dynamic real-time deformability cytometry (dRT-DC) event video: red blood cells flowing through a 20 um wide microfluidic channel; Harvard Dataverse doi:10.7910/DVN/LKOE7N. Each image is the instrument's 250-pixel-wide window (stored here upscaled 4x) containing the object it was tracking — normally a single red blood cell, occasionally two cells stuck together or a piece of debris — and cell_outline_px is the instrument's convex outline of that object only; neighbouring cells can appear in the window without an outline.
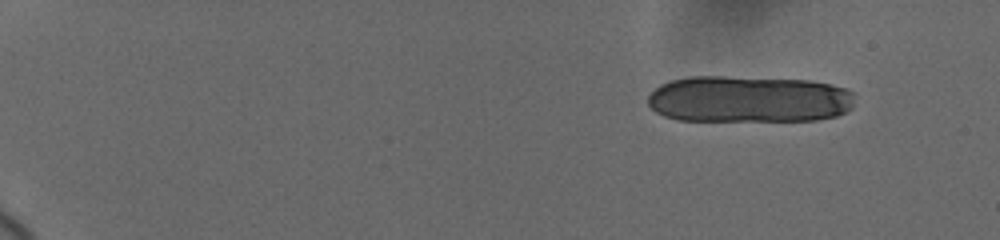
{"species": "human", "species_latin": "Homo sapiens", "temperature_condition": "cold", "stored_images_in_passage": 31, "camera_frame_rate_fps": 3000, "um_per_image_px": 0.085, "donor": {"sex": "female"}, "frame": {"image": 1, "passage_image": 1, "time_ms": 0.0, "image_size_px": [1000, 240], "cell_outline_px": [[852, 108], [836, 116], [816, 120], [680, 120], [664, 116], [656, 112], [648, 104], [648, 96], [660, 84], [672, 80], [688, 76], [724, 76], [812, 80], [832, 84], [848, 88], [852, 92]], "centroid_in_image_um": [63.65, 8.41], "position_along_channel_um": 21.3, "area_um2": 56.7}}
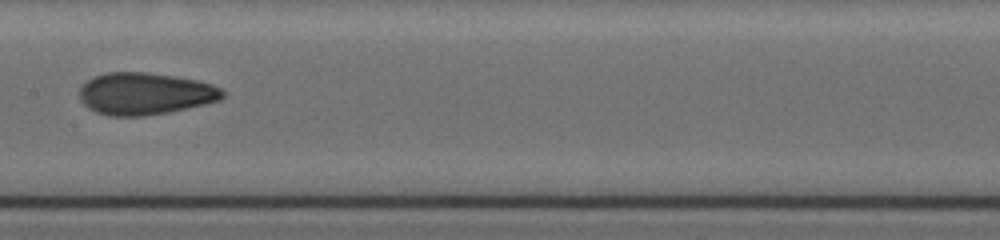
{"frame": {"image": 2, "passage_image": 17, "time_ms": 9.333, "image_size_px": [1000, 240], "cell_outline_px": [[224, 96], [220, 100], [204, 104], [168, 112], [144, 116], [108, 116], [96, 112], [88, 108], [80, 100], [80, 88], [88, 80], [96, 76], [108, 72], [144, 72], [172, 76], [196, 80], [212, 84], [220, 88], [224, 92]], "centroid_in_image_um": [12.32, 7.97], "position_along_channel_um": 195.1, "area_um2": 34.85}}
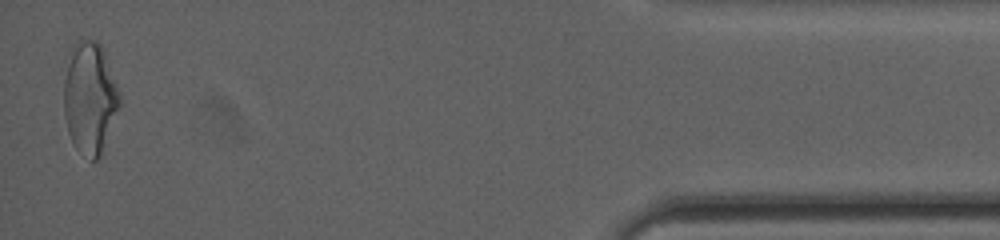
{"frame": {"image": 3, "passage_image": 31, "time_ms": 17.333, "image_size_px": [1000, 240], "cell_outline_px": [[120, 104], [100, 156], [96, 160], [92, 160], [76, 148], [72, 144], [68, 132], [64, 112], [64, 80], [72, 44], [76, 40], [96, 40], [104, 48], [120, 92]], "centroid_in_image_um": [7.64, 8.28], "position_along_channel_um": 427.6, "area_um2": 36.3}, "authors_computed_cell_mechanics": {"area_um2": 34.8534, "velocity_mm_per_s": 3.6883, "shape_relaxation_time_tau1_ms": null, "shape_relaxation_time_tau2_ms": 1.428, "deformation_change_tau1": null, "deformation_change_tau2": 0.0603}}